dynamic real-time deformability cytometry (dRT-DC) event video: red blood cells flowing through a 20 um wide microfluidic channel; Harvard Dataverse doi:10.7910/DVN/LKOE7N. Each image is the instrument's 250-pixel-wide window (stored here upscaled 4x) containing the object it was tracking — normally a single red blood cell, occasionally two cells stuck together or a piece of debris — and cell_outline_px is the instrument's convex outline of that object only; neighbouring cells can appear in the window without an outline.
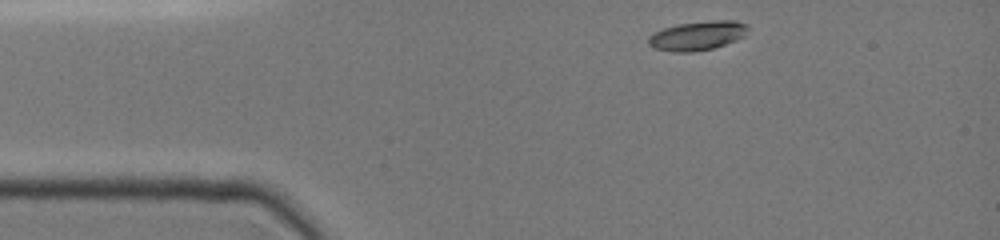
{"species": "common noctule bat (a hibernating species)", "species_latin": "Nyctalus noctula", "temperature_condition": "cold", "stored_images_in_passage": 40, "camera_frame_rate_fps": 3000, "um_per_image_px": 0.085, "animal": {"sex": "female", "body_mass_g": 19.0, "forearm_length_mm": 51.5}, "frame": {"image": 1, "passage_image": 1, "time_ms": 0.0, "image_size_px": [1000, 240], "cell_outline_px": [[748, 28], [744, 36], [736, 40], [712, 48], [692, 52], [672, 52], [652, 48], [648, 44], [648, 36], [664, 28], [676, 24], [712, 20], [732, 20], [748, 24]], "centroid_in_image_um": [59.26, 3.03], "position_along_channel_um": 25.7, "area_um2": 16.94}}
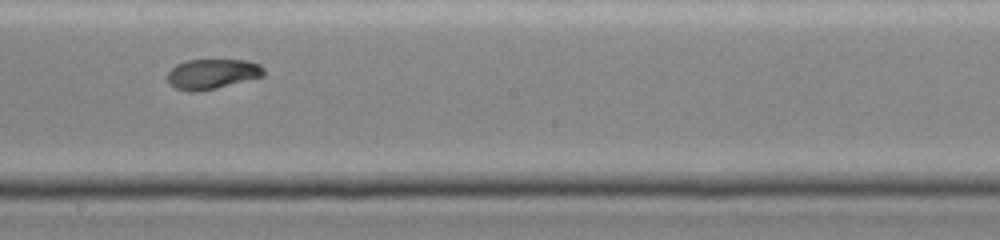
{"frame": {"image": 2, "passage_image": 22, "time_ms": 6.333, "image_size_px": [1000, 240], "cell_outline_px": [[264, 76], [200, 92], [188, 92], [176, 88], [168, 84], [168, 72], [176, 64], [188, 60], [248, 60], [260, 64], [264, 68]], "centroid_in_image_um": [18.03, 6.29], "position_along_channel_um": 230.2, "area_um2": 16.99}}
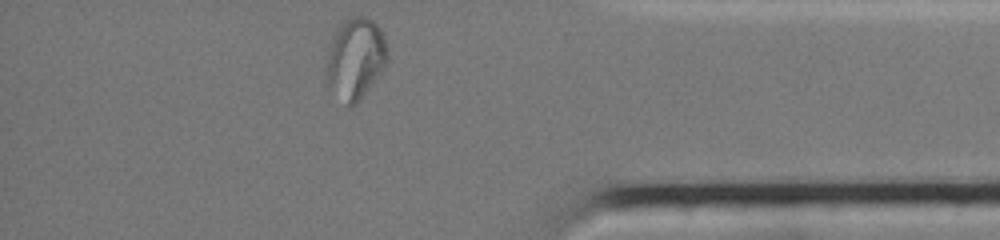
{"frame": {"image": 3, "passage_image": 40, "time_ms": 11.0, "image_size_px": [1000, 240], "cell_outline_px": [[384, 64], [356, 104], [348, 108], [328, 84], [328, 56], [332, 44], [344, 20], [352, 16], [364, 16], [372, 20], [380, 28], [384, 36]], "centroid_in_image_um": [30.2, 4.97], "position_along_channel_um": 405.0, "area_um2": 26.99}, "authors_computed_cell_mechanics": {"area_um2": 17.6001, "velocity_mm_per_s": 4.0173, "shape_relaxation_time_tau1_ms": 9.0628, "shape_relaxation_time_tau2_ms": 0.9804, "deformation_change_tau1": 0.326, "deformation_change_tau2": 0.0369}}